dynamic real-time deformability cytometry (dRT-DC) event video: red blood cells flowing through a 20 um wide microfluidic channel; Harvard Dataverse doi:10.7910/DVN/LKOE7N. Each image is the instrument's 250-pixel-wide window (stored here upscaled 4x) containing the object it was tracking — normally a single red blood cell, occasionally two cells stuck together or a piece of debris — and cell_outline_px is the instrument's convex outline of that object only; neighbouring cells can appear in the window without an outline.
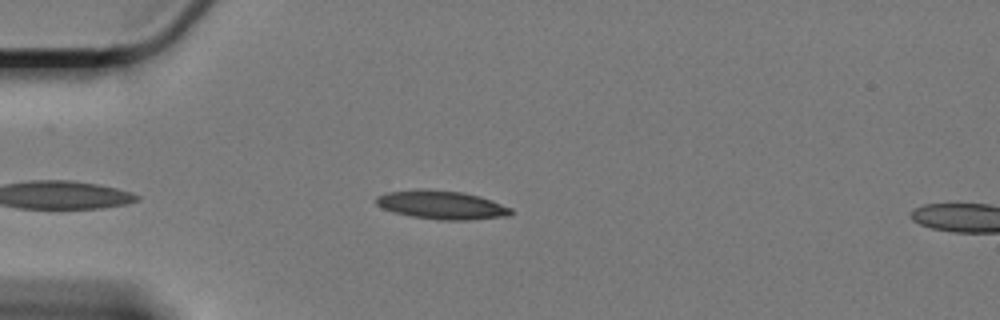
{"species": "Egyptian fruit bat (a non-hibernating species)", "species_latin": "Rousettus aegyptiacus", "temperature_condition": "cold", "stored_images_in_passage": 43, "camera_frame_rate_fps": 3000, "um_per_image_px": 0.085, "animal": {"sex": "female"}, "frame": {"image": 1, "passage_image": 2, "time_ms": 0.333, "image_size_px": [1000, 320], "cell_outline_px": [[512, 212], [508, 216], [472, 220], [440, 220], [412, 216], [396, 212], [384, 208], [376, 204], [376, 196], [388, 192], [416, 188], [420, 188], [464, 192], [480, 196], [492, 200], [512, 208]], "centroid_in_image_um": [37.56, 17.4], "position_along_channel_um": 47.4, "area_um2": 22.54}}
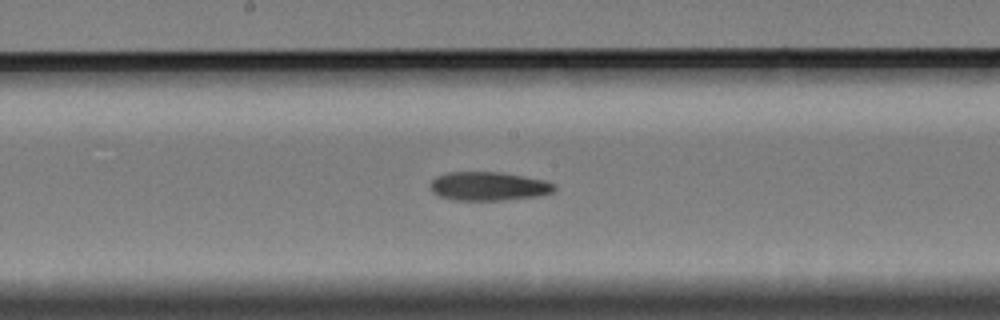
{"frame": {"image": 2, "passage_image": 18, "time_ms": 5.667, "image_size_px": [1000, 320], "cell_outline_px": [[556, 188], [552, 192], [540, 196], [504, 200], [452, 200], [440, 196], [432, 192], [432, 180], [436, 176], [448, 172], [496, 172], [544, 180], [556, 184]], "centroid_in_image_um": [41.54, 15.84], "position_along_channel_um": 206.7, "area_um2": 20.63}}
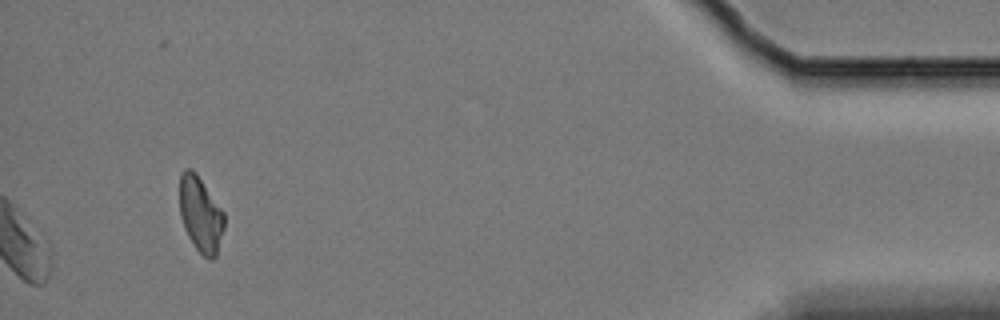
{"frame": {"image": 3, "passage_image": 43, "time_ms": 14.0, "image_size_px": [1000, 320], "cell_outline_px": [[224, 228], [216, 256], [212, 260], [208, 260], [196, 248], [188, 236], [184, 228], [180, 216], [180, 176], [184, 168], [192, 168], [196, 172], [224, 212]], "centroid_in_image_um": [17.05, 18.21], "position_along_channel_um": 418.2, "area_um2": 19.65}, "authors_computed_cell_mechanics": {"area_um2": 21.5594, "velocity_mm_per_s": 3.3038, "shape_relaxation_time_tau1_ms": null, "shape_relaxation_time_tau2_ms": 3.8024, "deformation_change_tau1": null, "deformation_change_tau2": 0.116}}